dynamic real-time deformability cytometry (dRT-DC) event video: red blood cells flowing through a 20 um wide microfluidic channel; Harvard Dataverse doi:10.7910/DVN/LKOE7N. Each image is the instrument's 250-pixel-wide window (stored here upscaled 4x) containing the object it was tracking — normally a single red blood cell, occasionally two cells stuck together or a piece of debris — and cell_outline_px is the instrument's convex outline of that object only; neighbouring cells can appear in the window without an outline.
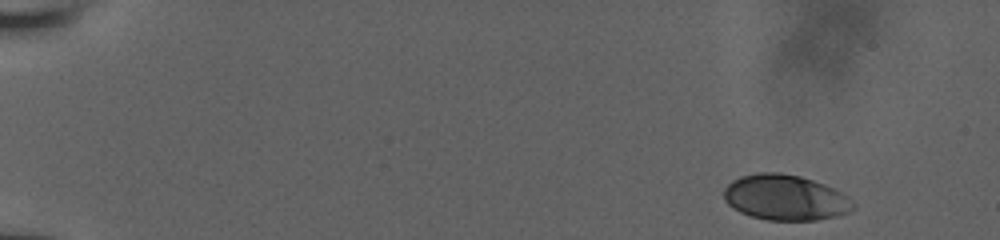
{"species": "human", "species_latin": "Homo sapiens", "temperature_condition": "room temperature", "stored_images_in_passage": 42, "camera_frame_rate_fps": 3000, "um_per_image_px": 0.085, "donor": {"sex": "male"}, "frame": {"image": 1, "passage_image": 1, "time_ms": 0.0, "image_size_px": [1000, 240], "cell_outline_px": [[856, 208], [848, 212], [836, 216], [816, 220], [768, 220], [752, 216], [740, 212], [732, 208], [724, 200], [724, 188], [732, 180], [740, 176], [756, 172], [780, 172], [800, 176], [824, 184], [848, 196], [856, 204]], "centroid_in_image_um": [66.74, 16.78], "position_along_channel_um": 18.3, "area_um2": 34.45}}
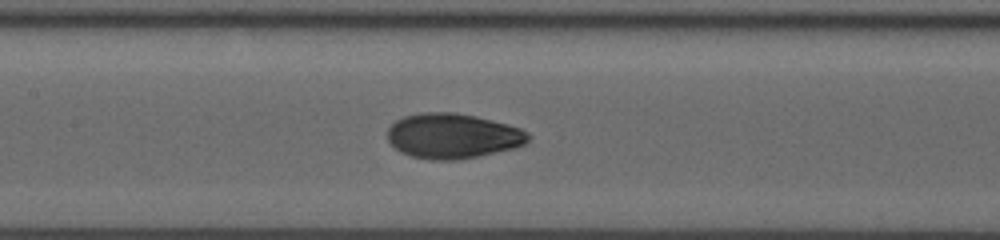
{"frame": {"image": 2, "passage_image": 23, "time_ms": 8.0, "image_size_px": [1000, 240], "cell_outline_px": [[532, 136], [524, 144], [516, 148], [480, 156], [456, 160], [432, 160], [412, 156], [400, 152], [388, 140], [388, 128], [396, 120], [404, 116], [424, 112], [456, 112], [476, 116], [508, 124], [520, 128], [528, 132]], "centroid_in_image_um": [38.51, 11.55], "position_along_channel_um": 168.9, "area_um2": 37.17}}
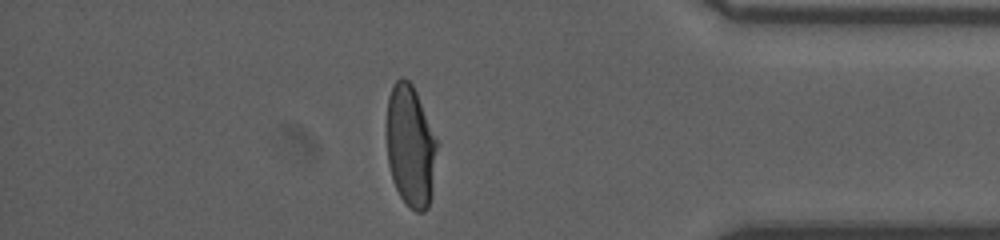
{"frame": {"image": 3, "passage_image": 40, "time_ms": 14.667, "image_size_px": [1000, 240], "cell_outline_px": [[436, 148], [432, 196], [428, 208], [424, 212], [416, 212], [400, 196], [392, 180], [388, 164], [388, 96], [392, 84], [400, 76], [404, 76], [412, 84], [416, 92], [436, 140]], "centroid_in_image_um": [34.88, 12.42], "position_along_channel_um": 400.3, "area_um2": 35.2}, "authors_computed_cell_mechanics": {"area_um2": 35.8071, "velocity_mm_per_s": 3.8248, "shape_relaxation_time_tau1_ms": 6.769, "shape_relaxation_time_tau2_ms": 0.9047, "deformation_change_tau1": 0.2218, "deformation_change_tau2": 0.0433}}